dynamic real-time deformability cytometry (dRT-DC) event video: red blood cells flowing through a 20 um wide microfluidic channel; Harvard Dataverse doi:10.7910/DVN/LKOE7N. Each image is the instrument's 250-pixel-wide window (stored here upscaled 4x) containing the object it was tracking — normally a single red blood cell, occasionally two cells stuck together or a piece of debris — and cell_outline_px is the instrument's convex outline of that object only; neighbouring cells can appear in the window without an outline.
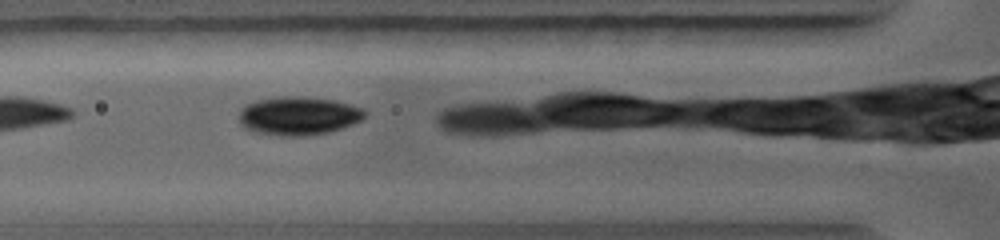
{"species": "common noctule bat (a hibernating species)", "species_latin": "Nyctalus noctula", "temperature_condition": "warm", "stored_images_in_passage": 9, "camera_frame_rate_fps": 5000, "um_per_image_px": 0.085, "animal": {"sex": "female", "body_mass_g": 19.0, "forearm_length_mm": 56.7}, "frame": {"image": 1, "passage_image": 3, "time_ms": 1.4, "image_size_px": [1000, 240], "cell_outline_px": [[368, 112], [360, 120], [352, 124], [328, 132], [304, 136], [280, 136], [252, 132], [244, 128], [240, 124], [240, 108], [244, 104], [256, 100], [276, 96], [304, 96], [336, 100], [364, 108]], "centroid_in_image_um": [25.34, 9.83], "position_along_channel_um": 100.5, "area_um2": 28.67}}
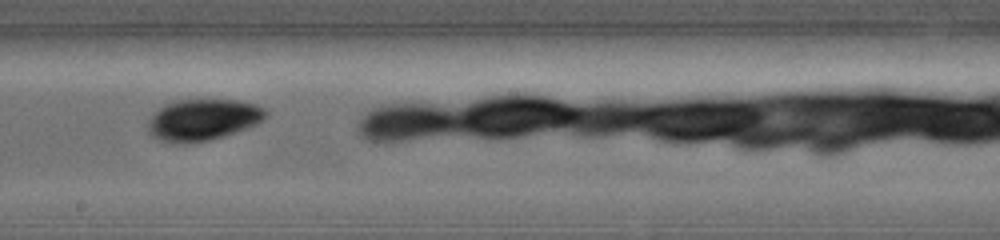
{"frame": {"image": 2, "passage_image": 7, "time_ms": 4.0, "image_size_px": [1000, 240], "cell_outline_px": [[268, 116], [256, 124], [224, 136], [208, 140], [184, 144], [176, 144], [160, 140], [152, 136], [148, 132], [148, 120], [164, 104], [172, 100], [240, 100], [256, 104], [264, 108], [268, 112]], "centroid_in_image_um": [17.24, 10.18], "position_along_channel_um": 231.0, "area_um2": 28.55}}
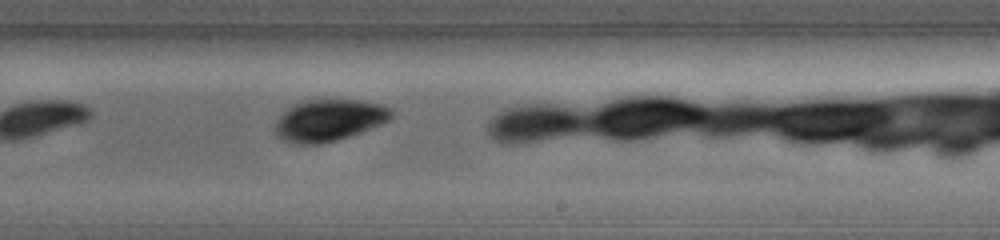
{"frame": {"image": 3, "passage_image": 8, "time_ms": 4.6, "image_size_px": [1000, 240], "cell_outline_px": [[392, 116], [388, 120], [380, 124], [360, 132], [336, 140], [320, 144], [292, 144], [280, 140], [272, 132], [272, 128], [276, 120], [288, 108], [296, 104], [308, 100], [356, 100], [384, 104], [392, 108]], "centroid_in_image_um": [27.91, 10.24], "position_along_channel_um": 261.1, "area_um2": 28.38}}